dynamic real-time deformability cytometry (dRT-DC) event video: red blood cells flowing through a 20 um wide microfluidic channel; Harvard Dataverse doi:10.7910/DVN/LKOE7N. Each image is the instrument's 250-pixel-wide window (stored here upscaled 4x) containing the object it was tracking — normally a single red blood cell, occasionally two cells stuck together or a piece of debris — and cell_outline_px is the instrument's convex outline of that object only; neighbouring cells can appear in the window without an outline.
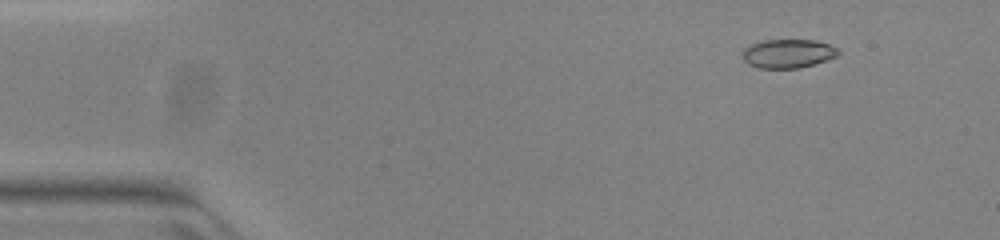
{"species": "common noctule bat (a hibernating species)", "species_latin": "Nyctalus noctula", "temperature_condition": "warm", "stored_images_in_passage": 52, "camera_frame_rate_fps": 3000, "um_per_image_px": 0.085, "animal": {"sex": "female", "body_mass_g": 23.0, "forearm_length_mm": 53.4}, "frame": {"image": 1, "passage_image": 6, "time_ms": 1.667, "image_size_px": [1000, 240], "cell_outline_px": [[840, 52], [836, 56], [828, 60], [800, 68], [760, 68], [748, 64], [744, 60], [744, 48], [752, 44], [764, 40], [816, 40], [828, 44], [836, 48]], "centroid_in_image_um": [67.0, 4.55], "position_along_channel_um": 18.0, "area_um2": 15.95}}
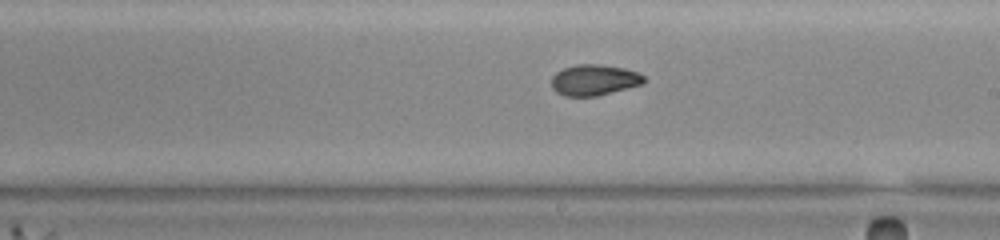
{"frame": {"image": 2, "passage_image": 30, "time_ms": 9.667, "image_size_px": [1000, 240], "cell_outline_px": [[648, 80], [644, 84], [596, 96], [564, 96], [556, 92], [552, 88], [552, 76], [556, 72], [564, 68], [576, 64], [600, 64], [624, 68], [640, 72]], "centroid_in_image_um": [50.54, 6.79], "position_along_channel_um": 238.5, "area_um2": 16.88}}
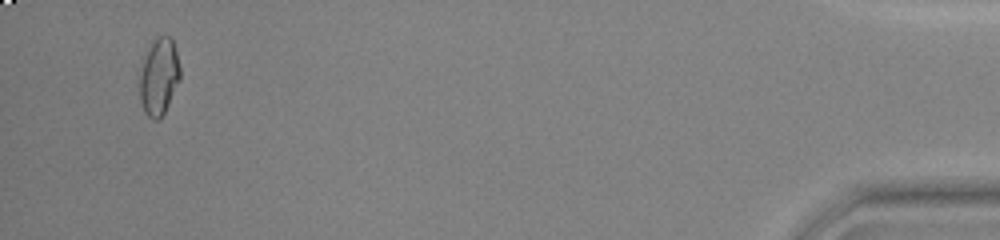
{"frame": {"image": 3, "passage_image": 50, "time_ms": 16.333, "image_size_px": [1000, 240], "cell_outline_px": [[180, 80], [164, 112], [156, 120], [152, 120], [144, 112], [140, 100], [140, 72], [144, 60], [156, 36], [172, 36], [180, 68]], "centroid_in_image_um": [13.52, 6.52], "position_along_channel_um": 421.7, "area_um2": 17.8}, "authors_computed_cell_mechanics": {"area_um2": 16.9354, "velocity_mm_per_s": 3.9886, "shape_relaxation_time_tau1_ms": 9.5339, "shape_relaxation_time_tau2_ms": 1.9156, "deformation_change_tau1": 0.222, "deformation_change_tau2": 0.0564}}